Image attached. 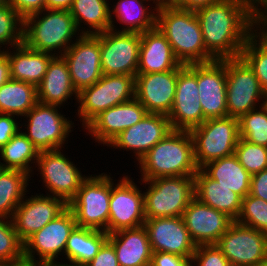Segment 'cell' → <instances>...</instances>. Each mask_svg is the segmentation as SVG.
<instances>
[{
    "instance_id": "26",
    "label": "cell",
    "mask_w": 267,
    "mask_h": 266,
    "mask_svg": "<svg viewBox=\"0 0 267 266\" xmlns=\"http://www.w3.org/2000/svg\"><path fill=\"white\" fill-rule=\"evenodd\" d=\"M109 9L112 30L141 34L156 28L158 6L152 0H117L113 5L110 2ZM117 22L123 26L117 28Z\"/></svg>"
},
{
    "instance_id": "25",
    "label": "cell",
    "mask_w": 267,
    "mask_h": 266,
    "mask_svg": "<svg viewBox=\"0 0 267 266\" xmlns=\"http://www.w3.org/2000/svg\"><path fill=\"white\" fill-rule=\"evenodd\" d=\"M181 66L167 38L157 27L141 33L137 74L166 72Z\"/></svg>"
},
{
    "instance_id": "34",
    "label": "cell",
    "mask_w": 267,
    "mask_h": 266,
    "mask_svg": "<svg viewBox=\"0 0 267 266\" xmlns=\"http://www.w3.org/2000/svg\"><path fill=\"white\" fill-rule=\"evenodd\" d=\"M37 103V87L33 84L10 79L0 87L1 114H13L23 119Z\"/></svg>"
},
{
    "instance_id": "31",
    "label": "cell",
    "mask_w": 267,
    "mask_h": 266,
    "mask_svg": "<svg viewBox=\"0 0 267 266\" xmlns=\"http://www.w3.org/2000/svg\"><path fill=\"white\" fill-rule=\"evenodd\" d=\"M107 240L108 234L105 231L76 226L67 239L65 257L59 258L61 260L59 263L85 266L98 254Z\"/></svg>"
},
{
    "instance_id": "48",
    "label": "cell",
    "mask_w": 267,
    "mask_h": 266,
    "mask_svg": "<svg viewBox=\"0 0 267 266\" xmlns=\"http://www.w3.org/2000/svg\"><path fill=\"white\" fill-rule=\"evenodd\" d=\"M249 194L267 202V169L252 175Z\"/></svg>"
},
{
    "instance_id": "22",
    "label": "cell",
    "mask_w": 267,
    "mask_h": 266,
    "mask_svg": "<svg viewBox=\"0 0 267 266\" xmlns=\"http://www.w3.org/2000/svg\"><path fill=\"white\" fill-rule=\"evenodd\" d=\"M146 108L136 99L113 106L96 116L85 128V135L108 146L122 131L141 121Z\"/></svg>"
},
{
    "instance_id": "33",
    "label": "cell",
    "mask_w": 267,
    "mask_h": 266,
    "mask_svg": "<svg viewBox=\"0 0 267 266\" xmlns=\"http://www.w3.org/2000/svg\"><path fill=\"white\" fill-rule=\"evenodd\" d=\"M109 3V0L73 1L69 11L82 35H96L111 29Z\"/></svg>"
},
{
    "instance_id": "45",
    "label": "cell",
    "mask_w": 267,
    "mask_h": 266,
    "mask_svg": "<svg viewBox=\"0 0 267 266\" xmlns=\"http://www.w3.org/2000/svg\"><path fill=\"white\" fill-rule=\"evenodd\" d=\"M7 3L23 19L45 9V0H7Z\"/></svg>"
},
{
    "instance_id": "29",
    "label": "cell",
    "mask_w": 267,
    "mask_h": 266,
    "mask_svg": "<svg viewBox=\"0 0 267 266\" xmlns=\"http://www.w3.org/2000/svg\"><path fill=\"white\" fill-rule=\"evenodd\" d=\"M14 49V50H13ZM10 62L11 79L38 86L54 55L36 51L24 42L3 51Z\"/></svg>"
},
{
    "instance_id": "2",
    "label": "cell",
    "mask_w": 267,
    "mask_h": 266,
    "mask_svg": "<svg viewBox=\"0 0 267 266\" xmlns=\"http://www.w3.org/2000/svg\"><path fill=\"white\" fill-rule=\"evenodd\" d=\"M136 164L141 172V180L194 176L199 170L195 161L192 136L188 130L171 131Z\"/></svg>"
},
{
    "instance_id": "14",
    "label": "cell",
    "mask_w": 267,
    "mask_h": 266,
    "mask_svg": "<svg viewBox=\"0 0 267 266\" xmlns=\"http://www.w3.org/2000/svg\"><path fill=\"white\" fill-rule=\"evenodd\" d=\"M216 245L231 266H258L267 260V234L236 221Z\"/></svg>"
},
{
    "instance_id": "51",
    "label": "cell",
    "mask_w": 267,
    "mask_h": 266,
    "mask_svg": "<svg viewBox=\"0 0 267 266\" xmlns=\"http://www.w3.org/2000/svg\"><path fill=\"white\" fill-rule=\"evenodd\" d=\"M11 79L10 62L7 55L0 51V87Z\"/></svg>"
},
{
    "instance_id": "47",
    "label": "cell",
    "mask_w": 267,
    "mask_h": 266,
    "mask_svg": "<svg viewBox=\"0 0 267 266\" xmlns=\"http://www.w3.org/2000/svg\"><path fill=\"white\" fill-rule=\"evenodd\" d=\"M151 266H192V260L167 252H152Z\"/></svg>"
},
{
    "instance_id": "12",
    "label": "cell",
    "mask_w": 267,
    "mask_h": 266,
    "mask_svg": "<svg viewBox=\"0 0 267 266\" xmlns=\"http://www.w3.org/2000/svg\"><path fill=\"white\" fill-rule=\"evenodd\" d=\"M227 116L239 119L261 106L263 90L256 75L241 58L226 59Z\"/></svg>"
},
{
    "instance_id": "35",
    "label": "cell",
    "mask_w": 267,
    "mask_h": 266,
    "mask_svg": "<svg viewBox=\"0 0 267 266\" xmlns=\"http://www.w3.org/2000/svg\"><path fill=\"white\" fill-rule=\"evenodd\" d=\"M39 153L34 144L19 131L0 149V166L3 169L20 170L34 177L33 167Z\"/></svg>"
},
{
    "instance_id": "59",
    "label": "cell",
    "mask_w": 267,
    "mask_h": 266,
    "mask_svg": "<svg viewBox=\"0 0 267 266\" xmlns=\"http://www.w3.org/2000/svg\"><path fill=\"white\" fill-rule=\"evenodd\" d=\"M258 266H267V260L262 262V263H260Z\"/></svg>"
},
{
    "instance_id": "16",
    "label": "cell",
    "mask_w": 267,
    "mask_h": 266,
    "mask_svg": "<svg viewBox=\"0 0 267 266\" xmlns=\"http://www.w3.org/2000/svg\"><path fill=\"white\" fill-rule=\"evenodd\" d=\"M100 53L101 33L81 35L62 55L67 61L72 84L78 93L103 76Z\"/></svg>"
},
{
    "instance_id": "36",
    "label": "cell",
    "mask_w": 267,
    "mask_h": 266,
    "mask_svg": "<svg viewBox=\"0 0 267 266\" xmlns=\"http://www.w3.org/2000/svg\"><path fill=\"white\" fill-rule=\"evenodd\" d=\"M31 176L20 170L3 169L0 172V217L11 219L17 206L29 194Z\"/></svg>"
},
{
    "instance_id": "10",
    "label": "cell",
    "mask_w": 267,
    "mask_h": 266,
    "mask_svg": "<svg viewBox=\"0 0 267 266\" xmlns=\"http://www.w3.org/2000/svg\"><path fill=\"white\" fill-rule=\"evenodd\" d=\"M76 226L74 215L67 208L56 219L33 233L23 242L25 266H49L59 263V255L64 256L67 239Z\"/></svg>"
},
{
    "instance_id": "13",
    "label": "cell",
    "mask_w": 267,
    "mask_h": 266,
    "mask_svg": "<svg viewBox=\"0 0 267 266\" xmlns=\"http://www.w3.org/2000/svg\"><path fill=\"white\" fill-rule=\"evenodd\" d=\"M122 176L117 183L111 177L107 234L142 226L146 220L142 188L137 186L133 177Z\"/></svg>"
},
{
    "instance_id": "60",
    "label": "cell",
    "mask_w": 267,
    "mask_h": 266,
    "mask_svg": "<svg viewBox=\"0 0 267 266\" xmlns=\"http://www.w3.org/2000/svg\"><path fill=\"white\" fill-rule=\"evenodd\" d=\"M0 266H10V265L3 263V262H0Z\"/></svg>"
},
{
    "instance_id": "11",
    "label": "cell",
    "mask_w": 267,
    "mask_h": 266,
    "mask_svg": "<svg viewBox=\"0 0 267 266\" xmlns=\"http://www.w3.org/2000/svg\"><path fill=\"white\" fill-rule=\"evenodd\" d=\"M63 152L62 148L41 151L35 168L42 176L43 189H47L45 195L61 198L68 204L89 175L82 174L80 167Z\"/></svg>"
},
{
    "instance_id": "4",
    "label": "cell",
    "mask_w": 267,
    "mask_h": 266,
    "mask_svg": "<svg viewBox=\"0 0 267 266\" xmlns=\"http://www.w3.org/2000/svg\"><path fill=\"white\" fill-rule=\"evenodd\" d=\"M81 35L69 10L44 9L24 19L23 42L36 51L62 56Z\"/></svg>"
},
{
    "instance_id": "21",
    "label": "cell",
    "mask_w": 267,
    "mask_h": 266,
    "mask_svg": "<svg viewBox=\"0 0 267 266\" xmlns=\"http://www.w3.org/2000/svg\"><path fill=\"white\" fill-rule=\"evenodd\" d=\"M143 226L152 252H167L192 259L197 246L182 216L146 219Z\"/></svg>"
},
{
    "instance_id": "38",
    "label": "cell",
    "mask_w": 267,
    "mask_h": 266,
    "mask_svg": "<svg viewBox=\"0 0 267 266\" xmlns=\"http://www.w3.org/2000/svg\"><path fill=\"white\" fill-rule=\"evenodd\" d=\"M0 262L25 266L23 242L17 236L12 219L0 217Z\"/></svg>"
},
{
    "instance_id": "18",
    "label": "cell",
    "mask_w": 267,
    "mask_h": 266,
    "mask_svg": "<svg viewBox=\"0 0 267 266\" xmlns=\"http://www.w3.org/2000/svg\"><path fill=\"white\" fill-rule=\"evenodd\" d=\"M173 130H190L203 123L197 72L190 65L178 69L175 99L167 115Z\"/></svg>"
},
{
    "instance_id": "9",
    "label": "cell",
    "mask_w": 267,
    "mask_h": 266,
    "mask_svg": "<svg viewBox=\"0 0 267 266\" xmlns=\"http://www.w3.org/2000/svg\"><path fill=\"white\" fill-rule=\"evenodd\" d=\"M61 107L37 103L21 120V132L41 151L64 149L74 121L65 117ZM27 119V121L25 120ZM27 124V125H26ZM25 127V130L22 129Z\"/></svg>"
},
{
    "instance_id": "19",
    "label": "cell",
    "mask_w": 267,
    "mask_h": 266,
    "mask_svg": "<svg viewBox=\"0 0 267 266\" xmlns=\"http://www.w3.org/2000/svg\"><path fill=\"white\" fill-rule=\"evenodd\" d=\"M68 208L61 198L35 194L23 198L14 211L12 222L19 239L24 242L33 233L41 230Z\"/></svg>"
},
{
    "instance_id": "20",
    "label": "cell",
    "mask_w": 267,
    "mask_h": 266,
    "mask_svg": "<svg viewBox=\"0 0 267 266\" xmlns=\"http://www.w3.org/2000/svg\"><path fill=\"white\" fill-rule=\"evenodd\" d=\"M173 131L168 116L159 113H147L135 125L122 131L109 145L111 149L133 152L138 161L160 140Z\"/></svg>"
},
{
    "instance_id": "32",
    "label": "cell",
    "mask_w": 267,
    "mask_h": 266,
    "mask_svg": "<svg viewBox=\"0 0 267 266\" xmlns=\"http://www.w3.org/2000/svg\"><path fill=\"white\" fill-rule=\"evenodd\" d=\"M201 170L242 199L250 193L252 175L239 163L235 154L209 162Z\"/></svg>"
},
{
    "instance_id": "1",
    "label": "cell",
    "mask_w": 267,
    "mask_h": 266,
    "mask_svg": "<svg viewBox=\"0 0 267 266\" xmlns=\"http://www.w3.org/2000/svg\"><path fill=\"white\" fill-rule=\"evenodd\" d=\"M195 14L205 49L215 60L240 57L255 28V9L248 2L220 0Z\"/></svg>"
},
{
    "instance_id": "52",
    "label": "cell",
    "mask_w": 267,
    "mask_h": 266,
    "mask_svg": "<svg viewBox=\"0 0 267 266\" xmlns=\"http://www.w3.org/2000/svg\"><path fill=\"white\" fill-rule=\"evenodd\" d=\"M74 0H45V9L70 10Z\"/></svg>"
},
{
    "instance_id": "28",
    "label": "cell",
    "mask_w": 267,
    "mask_h": 266,
    "mask_svg": "<svg viewBox=\"0 0 267 266\" xmlns=\"http://www.w3.org/2000/svg\"><path fill=\"white\" fill-rule=\"evenodd\" d=\"M107 241L114 247L120 266H151L152 249L143 225L108 234Z\"/></svg>"
},
{
    "instance_id": "49",
    "label": "cell",
    "mask_w": 267,
    "mask_h": 266,
    "mask_svg": "<svg viewBox=\"0 0 267 266\" xmlns=\"http://www.w3.org/2000/svg\"><path fill=\"white\" fill-rule=\"evenodd\" d=\"M218 1L220 0H173L170 5L180 9L196 12L197 10L217 3Z\"/></svg>"
},
{
    "instance_id": "44",
    "label": "cell",
    "mask_w": 267,
    "mask_h": 266,
    "mask_svg": "<svg viewBox=\"0 0 267 266\" xmlns=\"http://www.w3.org/2000/svg\"><path fill=\"white\" fill-rule=\"evenodd\" d=\"M18 118L13 114L0 113V149L21 130V119L18 121Z\"/></svg>"
},
{
    "instance_id": "39",
    "label": "cell",
    "mask_w": 267,
    "mask_h": 266,
    "mask_svg": "<svg viewBox=\"0 0 267 266\" xmlns=\"http://www.w3.org/2000/svg\"><path fill=\"white\" fill-rule=\"evenodd\" d=\"M238 121L240 138L267 147V113L261 106L242 115Z\"/></svg>"
},
{
    "instance_id": "56",
    "label": "cell",
    "mask_w": 267,
    "mask_h": 266,
    "mask_svg": "<svg viewBox=\"0 0 267 266\" xmlns=\"http://www.w3.org/2000/svg\"><path fill=\"white\" fill-rule=\"evenodd\" d=\"M255 11H267V2L260 4L255 8Z\"/></svg>"
},
{
    "instance_id": "58",
    "label": "cell",
    "mask_w": 267,
    "mask_h": 266,
    "mask_svg": "<svg viewBox=\"0 0 267 266\" xmlns=\"http://www.w3.org/2000/svg\"><path fill=\"white\" fill-rule=\"evenodd\" d=\"M7 4V0H0V7L4 6Z\"/></svg>"
},
{
    "instance_id": "55",
    "label": "cell",
    "mask_w": 267,
    "mask_h": 266,
    "mask_svg": "<svg viewBox=\"0 0 267 266\" xmlns=\"http://www.w3.org/2000/svg\"><path fill=\"white\" fill-rule=\"evenodd\" d=\"M261 107L265 110V112L267 113V92H265L263 94V99H262V103H261Z\"/></svg>"
},
{
    "instance_id": "40",
    "label": "cell",
    "mask_w": 267,
    "mask_h": 266,
    "mask_svg": "<svg viewBox=\"0 0 267 266\" xmlns=\"http://www.w3.org/2000/svg\"><path fill=\"white\" fill-rule=\"evenodd\" d=\"M23 28L24 19L8 3L0 7V51L21 44Z\"/></svg>"
},
{
    "instance_id": "3",
    "label": "cell",
    "mask_w": 267,
    "mask_h": 266,
    "mask_svg": "<svg viewBox=\"0 0 267 266\" xmlns=\"http://www.w3.org/2000/svg\"><path fill=\"white\" fill-rule=\"evenodd\" d=\"M156 27L167 38L175 57L182 65L215 60L205 49L195 12L172 5L159 6Z\"/></svg>"
},
{
    "instance_id": "46",
    "label": "cell",
    "mask_w": 267,
    "mask_h": 266,
    "mask_svg": "<svg viewBox=\"0 0 267 266\" xmlns=\"http://www.w3.org/2000/svg\"><path fill=\"white\" fill-rule=\"evenodd\" d=\"M85 266H120L114 247L106 241L99 249L98 254Z\"/></svg>"
},
{
    "instance_id": "27",
    "label": "cell",
    "mask_w": 267,
    "mask_h": 266,
    "mask_svg": "<svg viewBox=\"0 0 267 266\" xmlns=\"http://www.w3.org/2000/svg\"><path fill=\"white\" fill-rule=\"evenodd\" d=\"M72 98L78 100V92L72 84L67 61L63 56H54L37 86L38 102L64 107Z\"/></svg>"
},
{
    "instance_id": "23",
    "label": "cell",
    "mask_w": 267,
    "mask_h": 266,
    "mask_svg": "<svg viewBox=\"0 0 267 266\" xmlns=\"http://www.w3.org/2000/svg\"><path fill=\"white\" fill-rule=\"evenodd\" d=\"M177 76L178 69L137 74L135 76V98L148 113L168 115L175 99Z\"/></svg>"
},
{
    "instance_id": "54",
    "label": "cell",
    "mask_w": 267,
    "mask_h": 266,
    "mask_svg": "<svg viewBox=\"0 0 267 266\" xmlns=\"http://www.w3.org/2000/svg\"><path fill=\"white\" fill-rule=\"evenodd\" d=\"M158 7L163 5H170L173 0H152Z\"/></svg>"
},
{
    "instance_id": "57",
    "label": "cell",
    "mask_w": 267,
    "mask_h": 266,
    "mask_svg": "<svg viewBox=\"0 0 267 266\" xmlns=\"http://www.w3.org/2000/svg\"><path fill=\"white\" fill-rule=\"evenodd\" d=\"M49 266H72V265L57 263V264H52V265H49Z\"/></svg>"
},
{
    "instance_id": "30",
    "label": "cell",
    "mask_w": 267,
    "mask_h": 266,
    "mask_svg": "<svg viewBox=\"0 0 267 266\" xmlns=\"http://www.w3.org/2000/svg\"><path fill=\"white\" fill-rule=\"evenodd\" d=\"M194 195L200 202L227 214L234 221L240 214L242 198L201 169L194 175Z\"/></svg>"
},
{
    "instance_id": "8",
    "label": "cell",
    "mask_w": 267,
    "mask_h": 266,
    "mask_svg": "<svg viewBox=\"0 0 267 266\" xmlns=\"http://www.w3.org/2000/svg\"><path fill=\"white\" fill-rule=\"evenodd\" d=\"M199 169L209 162L235 153L239 141V121L234 117L209 118L189 130Z\"/></svg>"
},
{
    "instance_id": "15",
    "label": "cell",
    "mask_w": 267,
    "mask_h": 266,
    "mask_svg": "<svg viewBox=\"0 0 267 266\" xmlns=\"http://www.w3.org/2000/svg\"><path fill=\"white\" fill-rule=\"evenodd\" d=\"M141 34L109 29L101 33V68L104 75L136 76Z\"/></svg>"
},
{
    "instance_id": "17",
    "label": "cell",
    "mask_w": 267,
    "mask_h": 266,
    "mask_svg": "<svg viewBox=\"0 0 267 266\" xmlns=\"http://www.w3.org/2000/svg\"><path fill=\"white\" fill-rule=\"evenodd\" d=\"M189 65L197 72L203 122L227 117L226 59Z\"/></svg>"
},
{
    "instance_id": "24",
    "label": "cell",
    "mask_w": 267,
    "mask_h": 266,
    "mask_svg": "<svg viewBox=\"0 0 267 266\" xmlns=\"http://www.w3.org/2000/svg\"><path fill=\"white\" fill-rule=\"evenodd\" d=\"M182 217L196 246L216 244L234 222L227 214L203 204L195 197Z\"/></svg>"
},
{
    "instance_id": "53",
    "label": "cell",
    "mask_w": 267,
    "mask_h": 266,
    "mask_svg": "<svg viewBox=\"0 0 267 266\" xmlns=\"http://www.w3.org/2000/svg\"><path fill=\"white\" fill-rule=\"evenodd\" d=\"M248 2L254 9L262 3L267 2V0H245Z\"/></svg>"
},
{
    "instance_id": "5",
    "label": "cell",
    "mask_w": 267,
    "mask_h": 266,
    "mask_svg": "<svg viewBox=\"0 0 267 266\" xmlns=\"http://www.w3.org/2000/svg\"><path fill=\"white\" fill-rule=\"evenodd\" d=\"M144 193L145 219L183 216L194 195V176L140 180ZM148 185V186H147ZM146 186L148 188H146Z\"/></svg>"
},
{
    "instance_id": "37",
    "label": "cell",
    "mask_w": 267,
    "mask_h": 266,
    "mask_svg": "<svg viewBox=\"0 0 267 266\" xmlns=\"http://www.w3.org/2000/svg\"><path fill=\"white\" fill-rule=\"evenodd\" d=\"M240 57L253 70L263 92H267V43L254 32L247 39Z\"/></svg>"
},
{
    "instance_id": "43",
    "label": "cell",
    "mask_w": 267,
    "mask_h": 266,
    "mask_svg": "<svg viewBox=\"0 0 267 266\" xmlns=\"http://www.w3.org/2000/svg\"><path fill=\"white\" fill-rule=\"evenodd\" d=\"M191 260L192 266H231L216 244L198 245Z\"/></svg>"
},
{
    "instance_id": "7",
    "label": "cell",
    "mask_w": 267,
    "mask_h": 266,
    "mask_svg": "<svg viewBox=\"0 0 267 266\" xmlns=\"http://www.w3.org/2000/svg\"><path fill=\"white\" fill-rule=\"evenodd\" d=\"M111 174L90 175L82 183L75 197L68 203L78 227L102 230L107 233Z\"/></svg>"
},
{
    "instance_id": "41",
    "label": "cell",
    "mask_w": 267,
    "mask_h": 266,
    "mask_svg": "<svg viewBox=\"0 0 267 266\" xmlns=\"http://www.w3.org/2000/svg\"><path fill=\"white\" fill-rule=\"evenodd\" d=\"M236 222L267 234V202L250 194L242 199Z\"/></svg>"
},
{
    "instance_id": "50",
    "label": "cell",
    "mask_w": 267,
    "mask_h": 266,
    "mask_svg": "<svg viewBox=\"0 0 267 266\" xmlns=\"http://www.w3.org/2000/svg\"><path fill=\"white\" fill-rule=\"evenodd\" d=\"M254 32L267 43V11H255Z\"/></svg>"
},
{
    "instance_id": "6",
    "label": "cell",
    "mask_w": 267,
    "mask_h": 266,
    "mask_svg": "<svg viewBox=\"0 0 267 266\" xmlns=\"http://www.w3.org/2000/svg\"><path fill=\"white\" fill-rule=\"evenodd\" d=\"M134 98L135 76L103 74L92 86L78 93L75 105L79 106L75 115L85 128L101 112Z\"/></svg>"
},
{
    "instance_id": "42",
    "label": "cell",
    "mask_w": 267,
    "mask_h": 266,
    "mask_svg": "<svg viewBox=\"0 0 267 266\" xmlns=\"http://www.w3.org/2000/svg\"><path fill=\"white\" fill-rule=\"evenodd\" d=\"M234 154L251 175L267 169V147L265 146L252 144L239 138Z\"/></svg>"
}]
</instances>
